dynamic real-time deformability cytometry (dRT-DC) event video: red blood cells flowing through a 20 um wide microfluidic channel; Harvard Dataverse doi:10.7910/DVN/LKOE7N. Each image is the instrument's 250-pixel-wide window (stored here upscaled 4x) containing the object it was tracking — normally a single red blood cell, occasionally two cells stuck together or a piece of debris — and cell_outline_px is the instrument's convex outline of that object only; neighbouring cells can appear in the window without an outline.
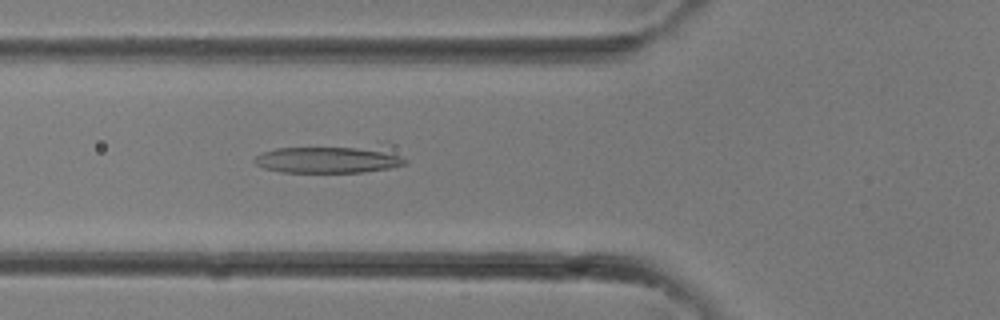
{"species": "common noctule bat (a hibernating species)", "species_latin": "Nyctalus noctula", "temperature_condition": "room temperature", "stored_images_in_passage": 12, "camera_frame_rate_fps": 3000, "um_per_image_px": 0.085, "animal": {"sex": "female"}, "frame": {"image": 1, "passage_image": 12, "time_ms": 3.667, "image_size_px": [1000, 320], "cell_outline_px": [[408, 164], [388, 168], [364, 172], [280, 172], [264, 168], [256, 164], [252, 160], [260, 152], [276, 148], [356, 148], [380, 152], [400, 156], [408, 160]], "centroid_in_image_um": [27.76, 13.61], "position_along_channel_um": 98.0, "area_um2": 22.48}}